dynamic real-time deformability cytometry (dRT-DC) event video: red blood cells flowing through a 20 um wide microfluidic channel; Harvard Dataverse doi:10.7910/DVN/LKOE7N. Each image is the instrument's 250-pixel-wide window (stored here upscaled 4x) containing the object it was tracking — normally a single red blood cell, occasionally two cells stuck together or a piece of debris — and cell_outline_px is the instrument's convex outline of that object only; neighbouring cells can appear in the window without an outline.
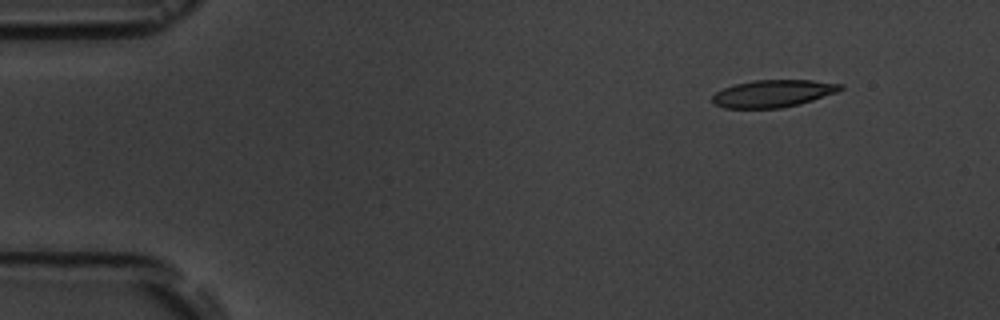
{"species": "common noctule bat (a hibernating species)", "species_latin": "Nyctalus noctula", "temperature_condition": "room temperature", "stored_images_in_passage": 4, "camera_frame_rate_fps": 3000, "um_per_image_px": 0.085, "animal": {"sex": "male", "body_mass_g": 19.5, "forearm_length_mm": 54.6}, "frame": {"image": 1, "passage_image": 1, "time_ms": 0.0, "image_size_px": [1000, 320], "cell_outline_px": [[844, 88], [836, 92], [800, 104], [780, 108], [724, 108], [716, 104], [712, 100], [712, 96], [716, 92], [724, 88], [736, 84], [752, 80], [812, 80], [844, 84]], "centroid_in_image_um": [65.72, 7.94], "position_along_channel_um": 19.3, "area_um2": 20.29}}
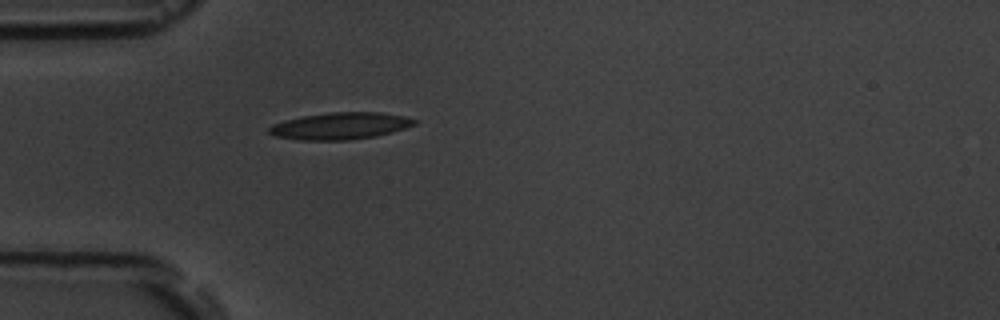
{"frame": {"image": 2, "passage_image": 4, "time_ms": 3.333, "image_size_px": [1000, 320], "cell_outline_px": [[416, 124], [392, 132], [376, 136], [348, 140], [300, 140], [276, 136], [268, 132], [268, 128], [272, 124], [284, 120], [304, 116], [328, 112], [380, 112], [404, 116], [416, 120]], "centroid_in_image_um": [28.91, 10.7], "position_along_channel_um": 56.1, "area_um2": 22.72}}